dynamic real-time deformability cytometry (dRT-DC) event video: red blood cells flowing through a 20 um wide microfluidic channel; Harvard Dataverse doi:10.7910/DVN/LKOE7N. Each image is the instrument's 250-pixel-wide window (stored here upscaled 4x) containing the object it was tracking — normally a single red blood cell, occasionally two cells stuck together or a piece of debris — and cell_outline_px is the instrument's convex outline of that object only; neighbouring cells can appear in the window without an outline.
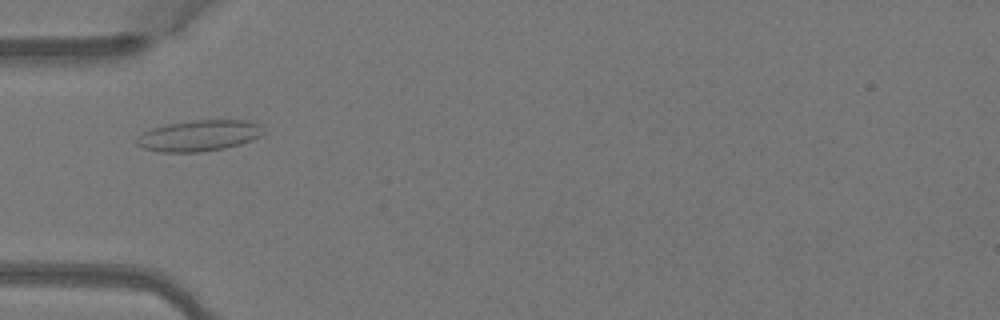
{"species": "Egyptian fruit bat (a non-hibernating species)", "species_latin": "Rousettus aegyptiacus", "temperature_condition": "warm", "stored_images_in_passage": 1, "camera_frame_rate_fps": 3000, "um_per_image_px": 0.085, "animal": {"sex": "female"}, "frame": {"image": 1, "passage_image": 1, "time_ms": 0.0, "image_size_px": [1000, 320], "cell_outline_px": [[264, 132], [260, 136], [252, 140], [240, 144], [224, 148], [200, 152], [160, 152], [144, 148], [136, 144], [136, 140], [144, 132], [152, 128], [168, 124], [192, 120], [248, 120], [256, 124]], "centroid_in_image_um": [16.91, 11.53], "position_along_channel_um": 68.1, "area_um2": 22.66}}